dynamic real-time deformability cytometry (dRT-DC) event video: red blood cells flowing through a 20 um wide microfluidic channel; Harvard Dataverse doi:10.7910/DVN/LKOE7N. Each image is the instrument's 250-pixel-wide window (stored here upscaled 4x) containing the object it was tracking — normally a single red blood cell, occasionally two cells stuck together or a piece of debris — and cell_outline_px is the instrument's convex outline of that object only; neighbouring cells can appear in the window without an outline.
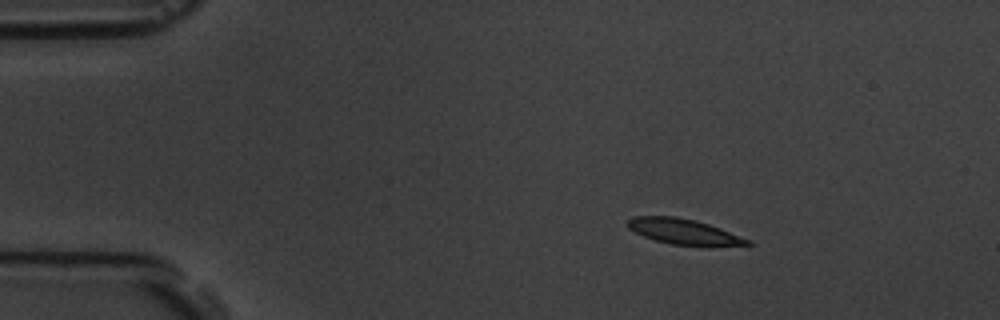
{"species": "common noctule bat (a hibernating species)", "species_latin": "Nyctalus noctula", "temperature_condition": "room temperature", "stored_images_in_passage": 5, "camera_frame_rate_fps": 3000, "um_per_image_px": 0.085, "animal": {"sex": "male", "body_mass_g": 19.5, "forearm_length_mm": 54.6}, "frame": {"image": 1, "passage_image": 2, "time_ms": 1.0, "image_size_px": [1000, 320], "cell_outline_px": [[756, 244], [672, 244], [656, 240], [644, 236], [628, 228], [628, 220], [632, 216], [676, 216], [696, 220], [720, 228], [752, 240]], "centroid_in_image_um": [58.08, 19.64], "position_along_channel_um": 26.9, "area_um2": 17.11}}
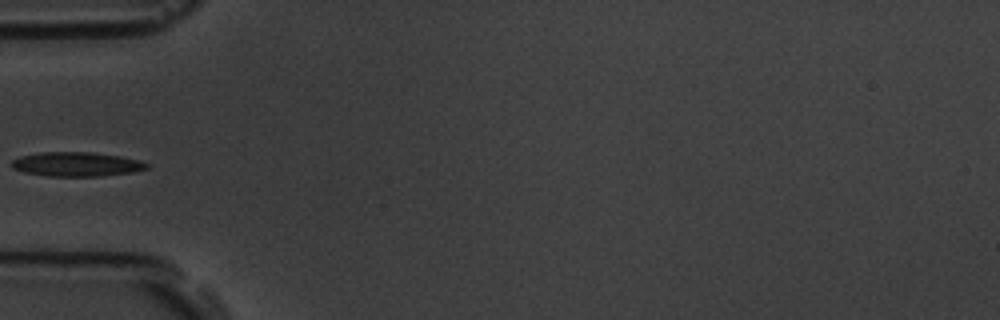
{"frame": {"image": 2, "passage_image": 4, "time_ms": 4.333, "image_size_px": [1000, 320], "cell_outline_px": [[148, 168], [132, 172], [100, 176], [44, 176], [24, 172], [12, 168], [12, 160], [20, 156], [40, 152], [92, 152], [120, 156], [140, 160], [148, 164]], "centroid_in_image_um": [6.49, 13.96], "position_along_channel_um": 78.5, "area_um2": 19.13}}
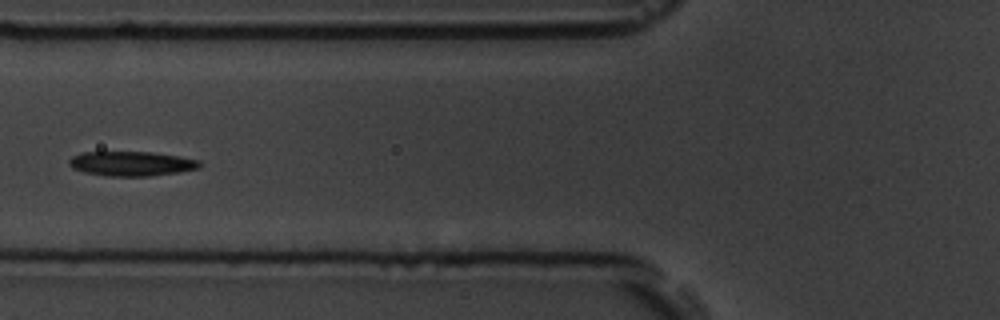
{"frame": {"image": 3, "passage_image": 5, "time_ms": 5.333, "image_size_px": [1000, 320], "cell_outline_px": [[200, 168], [180, 172], [148, 176], [108, 176], [84, 172], [72, 168], [68, 164], [68, 160], [72, 156], [84, 152], [152, 152], [200, 160]], "centroid_in_image_um": [11.16, 13.91], "position_along_channel_um": 114.6, "area_um2": 18.67}}